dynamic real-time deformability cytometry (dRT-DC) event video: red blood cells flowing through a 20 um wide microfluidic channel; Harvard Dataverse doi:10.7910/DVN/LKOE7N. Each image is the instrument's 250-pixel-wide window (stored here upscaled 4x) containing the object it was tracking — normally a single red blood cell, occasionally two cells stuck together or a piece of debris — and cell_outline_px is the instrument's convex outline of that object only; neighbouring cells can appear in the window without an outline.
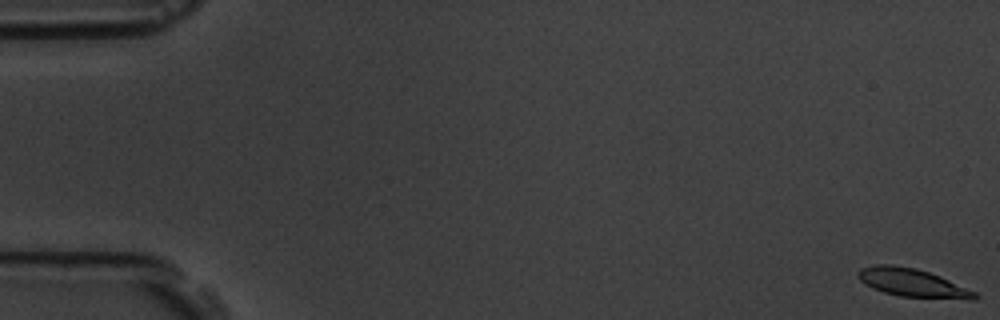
{"species": "common noctule bat (a hibernating species)", "species_latin": "Nyctalus noctula", "temperature_condition": "room temperature", "stored_images_in_passage": 5, "camera_frame_rate_fps": 3000, "um_per_image_px": 0.085, "animal": {"sex": "male", "body_mass_g": 19.5, "forearm_length_mm": 54.6}, "frame": {"image": 1, "passage_image": 1, "time_ms": 0.0, "image_size_px": [1000, 320], "cell_outline_px": [[980, 296], [976, 300], [968, 300], [900, 296], [884, 292], [872, 288], [860, 280], [856, 276], [856, 272], [860, 268], [876, 264], [892, 264], [916, 268], [940, 276], [976, 292]], "centroid_in_image_um": [77.56, 24.04], "position_along_channel_um": 7.4, "area_um2": 19.42}}
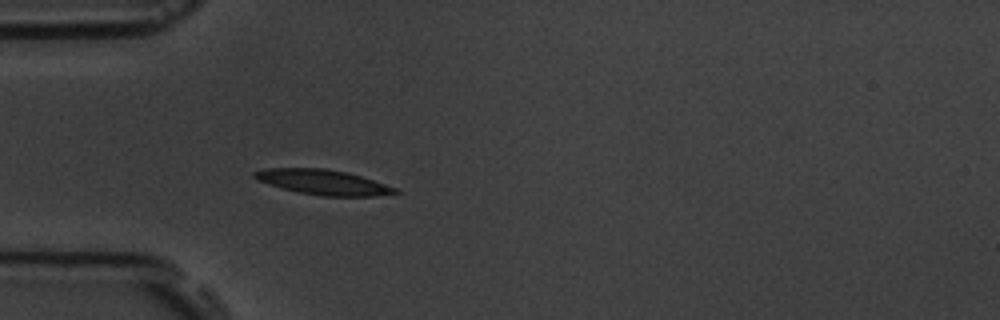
{"frame": {"image": 2, "passage_image": 5, "time_ms": 5.667, "image_size_px": [1000, 320], "cell_outline_px": [[400, 192], [376, 196], [320, 196], [296, 192], [268, 184], [256, 180], [252, 176], [252, 172], [264, 168], [324, 168], [344, 172], [360, 176], [396, 188]], "centroid_in_image_um": [27.38, 15.49], "position_along_channel_um": 57.6, "area_um2": 20.46}}